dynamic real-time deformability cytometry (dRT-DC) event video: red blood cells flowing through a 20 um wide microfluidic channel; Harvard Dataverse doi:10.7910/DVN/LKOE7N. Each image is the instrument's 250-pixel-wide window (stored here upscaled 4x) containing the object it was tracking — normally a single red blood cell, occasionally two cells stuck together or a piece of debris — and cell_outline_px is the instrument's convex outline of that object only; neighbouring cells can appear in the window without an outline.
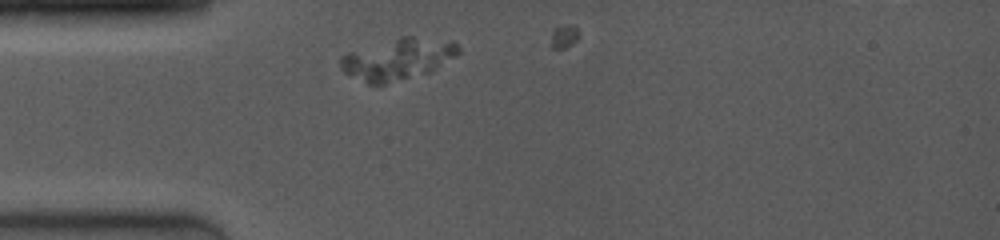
{"species": "common noctule bat (a hibernating species)", "species_latin": "Nyctalus noctula", "temperature_condition": "room temperature", "stored_images_in_passage": 4, "camera_frame_rate_fps": 4000, "um_per_image_px": 0.085, "animal": {"sex": "female", "body_mass_g": 19.0, "forearm_length_mm": 53.3}, "frame": {"image": 1, "passage_image": 1, "time_ms": 0.0, "image_size_px": [1000, 240], "cell_outline_px": [[460, 52], [428, 72], [384, 84], [368, 84], [344, 72], [340, 68], [340, 60], [348, 52], [400, 36], [412, 36], [456, 44], [460, 48]], "centroid_in_image_um": [33.73, 5.03], "position_along_channel_um": 51.3, "area_um2": 27.46}}